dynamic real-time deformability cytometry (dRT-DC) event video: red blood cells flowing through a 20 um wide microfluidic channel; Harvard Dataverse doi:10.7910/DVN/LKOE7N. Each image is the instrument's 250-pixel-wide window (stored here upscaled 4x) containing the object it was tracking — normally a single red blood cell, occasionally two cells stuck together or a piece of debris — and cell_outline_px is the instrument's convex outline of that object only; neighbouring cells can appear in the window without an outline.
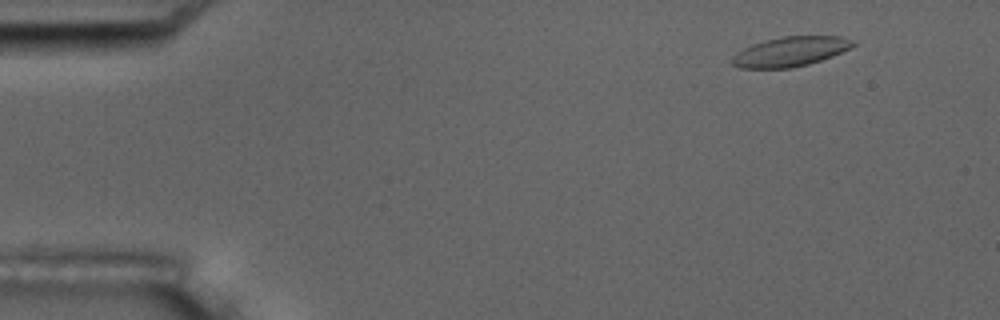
{"species": "common noctule bat (a hibernating species)", "species_latin": "Nyctalus noctula", "temperature_condition": "room temperature", "stored_images_in_passage": 5, "camera_frame_rate_fps": 3000, "um_per_image_px": 0.085, "animal": {"sex": "male", "body_mass_g": 17.5, "forearm_length_mm": 52.3}, "frame": {"image": 1, "passage_image": 1, "time_ms": 0.0, "image_size_px": [1000, 320], "cell_outline_px": [[856, 44], [852, 48], [832, 56], [808, 64], [792, 68], [736, 68], [728, 60], [736, 52], [752, 44], [764, 40], [784, 36], [840, 36], [856, 40]], "centroid_in_image_um": [67.16, 4.38], "position_along_channel_um": 17.8, "area_um2": 21.21}}
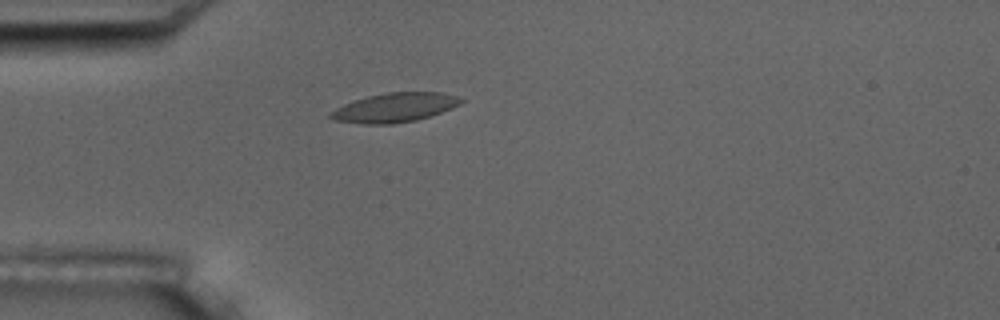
{"frame": {"image": 2, "passage_image": 4, "time_ms": 3.333, "image_size_px": [1000, 320], "cell_outline_px": [[464, 100], [460, 104], [452, 108], [416, 120], [392, 124], [364, 124], [332, 120], [328, 116], [328, 112], [344, 104], [368, 96], [388, 92], [444, 92], [456, 96]], "centroid_in_image_um": [33.52, 9.14], "position_along_channel_um": 51.5, "area_um2": 22.14}}